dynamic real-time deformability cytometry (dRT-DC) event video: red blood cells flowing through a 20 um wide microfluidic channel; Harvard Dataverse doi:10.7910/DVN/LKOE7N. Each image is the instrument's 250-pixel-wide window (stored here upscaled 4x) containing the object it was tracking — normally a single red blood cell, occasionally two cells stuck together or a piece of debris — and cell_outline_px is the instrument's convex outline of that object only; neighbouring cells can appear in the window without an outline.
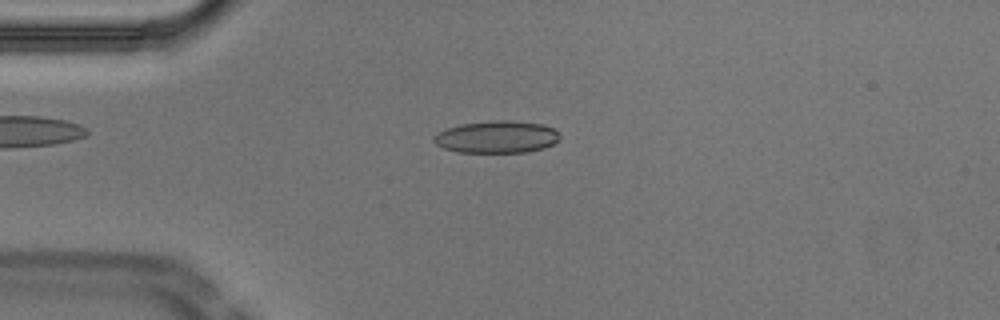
{"species": "Egyptian fruit bat (a non-hibernating species)", "species_latin": "Rousettus aegyptiacus", "temperature_condition": "cold", "stored_images_in_passage": 43, "camera_frame_rate_fps": 3000, "um_per_image_px": 0.085, "animal": {"sex": "male"}, "frame": {"image": 1, "passage_image": 3, "time_ms": 0.667, "image_size_px": [1000, 320], "cell_outline_px": [[560, 136], [552, 144], [544, 148], [528, 152], [456, 152], [444, 148], [436, 144], [432, 140], [432, 136], [448, 128], [460, 124], [488, 120], [504, 120], [540, 124], [552, 128]], "centroid_in_image_um": [42.17, 11.64], "position_along_channel_um": 42.8, "area_um2": 23.47}}
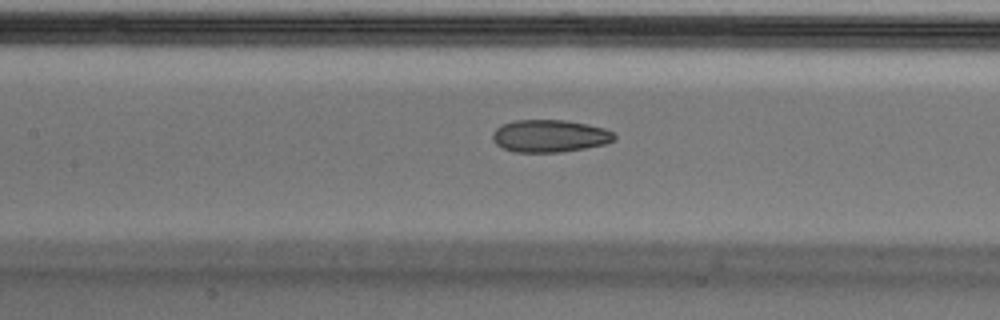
{"frame": {"image": 2, "passage_image": 14, "time_ms": 4.333, "image_size_px": [1000, 320], "cell_outline_px": [[616, 136], [612, 140], [604, 144], [584, 148], [560, 152], [512, 152], [496, 144], [492, 140], [492, 132], [496, 128], [512, 120], [564, 120], [588, 124], [604, 128], [612, 132]], "centroid_in_image_um": [46.68, 11.55], "position_along_channel_um": 160.7, "area_um2": 22.95}}
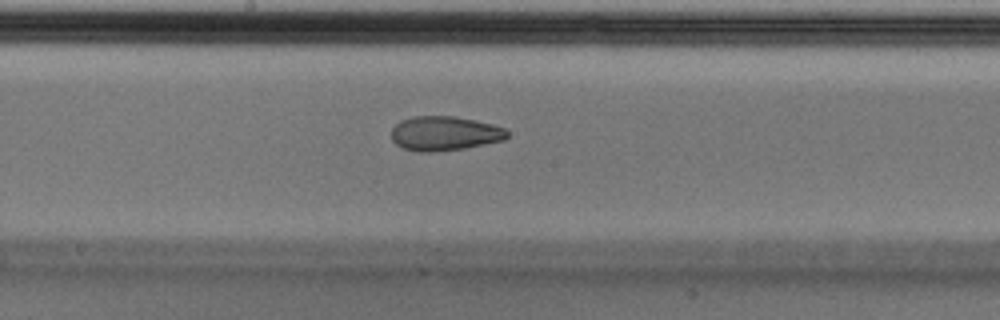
{"frame": {"image": 3, "passage_image": 18, "time_ms": 5.667, "image_size_px": [1000, 320], "cell_outline_px": [[508, 136], [504, 140], [464, 148], [436, 152], [420, 152], [404, 148], [396, 144], [392, 140], [392, 128], [400, 120], [412, 116], [452, 116], [492, 124], [504, 128], [508, 132]], "centroid_in_image_um": [37.76, 11.34], "position_along_channel_um": 210.4, "area_um2": 23.12}, "authors_computed_cell_mechanics": {"area_um2": 23.8136, "velocity_mm_per_s": 3.7412, "shape_relaxation_time_tau1_ms": null, "shape_relaxation_time_tau2_ms": 2.9583, "deformation_change_tau1": null, "deformation_change_tau2": 0.094}}